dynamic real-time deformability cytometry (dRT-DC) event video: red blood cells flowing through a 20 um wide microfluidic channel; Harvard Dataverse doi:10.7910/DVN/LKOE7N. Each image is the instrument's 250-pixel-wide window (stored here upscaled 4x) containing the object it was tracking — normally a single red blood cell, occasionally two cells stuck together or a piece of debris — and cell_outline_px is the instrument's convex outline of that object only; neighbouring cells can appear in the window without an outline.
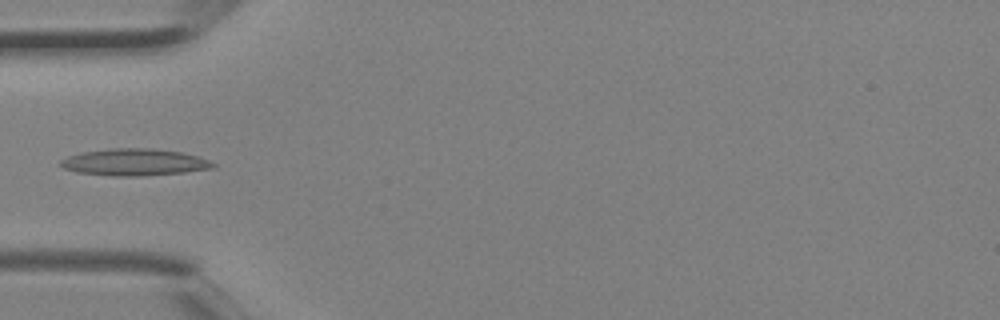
{"species": "Egyptian fruit bat (a non-hibernating species)", "species_latin": "Rousettus aegyptiacus", "temperature_condition": "room temperature", "stored_images_in_passage": 4, "camera_frame_rate_fps": 3000, "um_per_image_px": 0.085, "animal": {"sex": "female"}, "frame": {"image": 1, "passage_image": 4, "time_ms": 1.0, "image_size_px": [1000, 320], "cell_outline_px": [[216, 168], [184, 172], [144, 176], [112, 176], [76, 172], [64, 168], [60, 164], [60, 160], [68, 156], [80, 152], [108, 148], [152, 148], [180, 152], [196, 156], [208, 160], [216, 164]], "centroid_in_image_um": [11.4, 13.79], "position_along_channel_um": 73.6, "area_um2": 23.99}}